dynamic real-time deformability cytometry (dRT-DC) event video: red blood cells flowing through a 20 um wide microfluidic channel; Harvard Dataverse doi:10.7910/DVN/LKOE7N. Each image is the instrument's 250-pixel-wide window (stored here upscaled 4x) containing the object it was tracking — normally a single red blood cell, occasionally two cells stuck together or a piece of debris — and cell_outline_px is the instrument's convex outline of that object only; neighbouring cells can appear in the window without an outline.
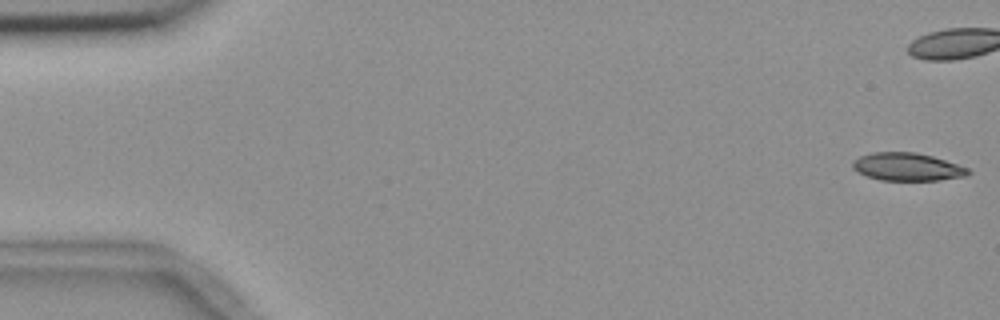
{"species": "common noctule bat (a hibernating species)", "species_latin": "Nyctalus noctula", "temperature_condition": "room temperature", "stored_images_in_passage": 56, "camera_frame_rate_fps": 3000, "um_per_image_px": 0.085, "animal": {"sex": "female", "body_mass_g": 18.4}, "frame": {"image": 1, "passage_image": 1, "time_ms": 0.0, "image_size_px": [1000, 320], "cell_outline_px": [[972, 172], [964, 176], [940, 180], [880, 180], [856, 172], [852, 168], [852, 160], [860, 156], [872, 152], [916, 152], [932, 156], [968, 168]], "centroid_in_image_um": [77.07, 14.18], "position_along_channel_um": 7.9, "area_um2": 18.73}}
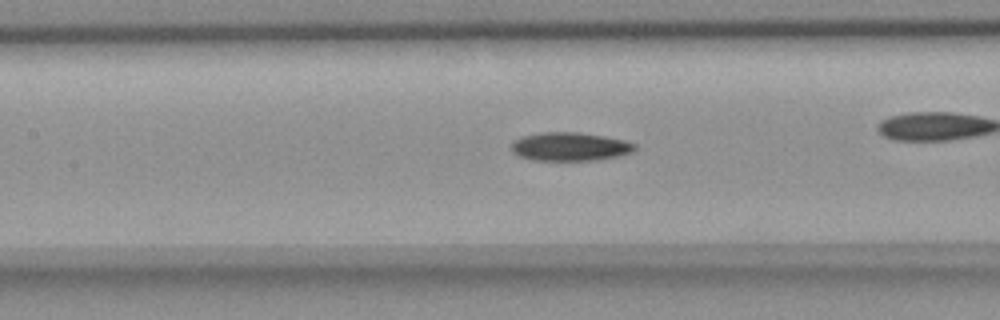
{"frame": {"image": 2, "passage_image": 25, "time_ms": 8.0, "image_size_px": [1000, 320], "cell_outline_px": [[636, 148], [632, 152], [620, 156], [596, 160], [532, 160], [520, 156], [512, 152], [512, 144], [516, 140], [524, 136], [544, 132], [576, 132], [604, 136], [624, 140], [636, 144]], "centroid_in_image_um": [48.48, 12.47], "position_along_channel_um": 158.9, "area_um2": 20.35}}
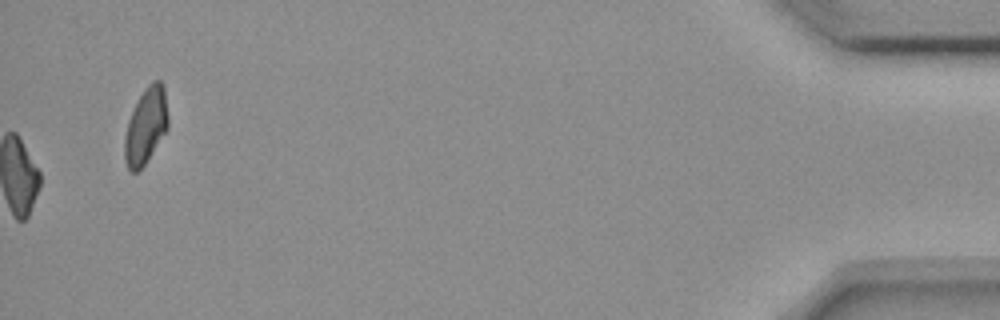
{"frame": {"image": 3, "passage_image": 56, "time_ms": 18.333, "image_size_px": [1000, 320], "cell_outline_px": [[168, 128], [144, 164], [136, 172], [132, 172], [128, 168], [124, 160], [124, 136], [128, 120], [144, 88], [152, 80], [160, 80], [164, 84], [168, 116]], "centroid_in_image_um": [12.4, 10.67], "position_along_channel_um": 422.8, "area_um2": 19.19}, "authors_computed_cell_mechanics": {"area_um2": 19.9988, "velocity_mm_per_s": 3.6662, "shape_relaxation_time_tau1_ms": 9.3362, "shape_relaxation_time_tau2_ms": null, "deformation_change_tau1": 0.2004, "deformation_change_tau2": null}}